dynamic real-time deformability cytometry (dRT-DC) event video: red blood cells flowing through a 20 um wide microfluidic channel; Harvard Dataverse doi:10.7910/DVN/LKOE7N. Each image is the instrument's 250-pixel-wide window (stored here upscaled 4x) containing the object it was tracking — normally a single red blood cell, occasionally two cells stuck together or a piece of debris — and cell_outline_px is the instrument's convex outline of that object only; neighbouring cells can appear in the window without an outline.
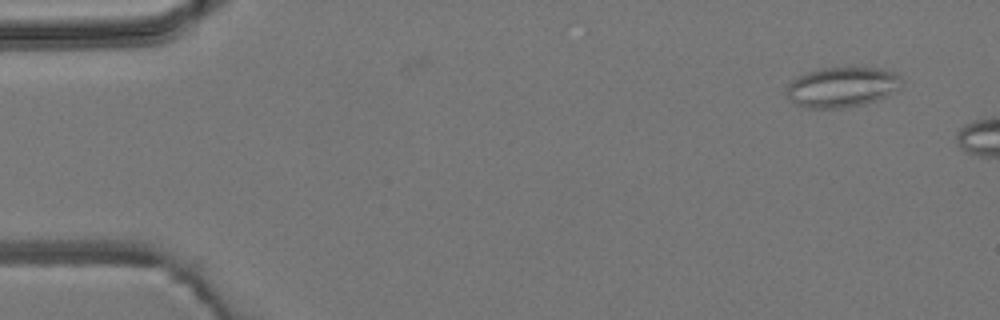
{"species": "common noctule bat (a hibernating species)", "species_latin": "Nyctalus noctula", "temperature_condition": "room temperature", "stored_images_in_passage": 2, "camera_frame_rate_fps": 3000, "um_per_image_px": 0.085, "animal": {"sex": "male", "body_mass_g": 19.2, "forearm_length_mm": 51.8}, "frame": {"image": 1, "passage_image": 2, "time_ms": 2.0, "image_size_px": [1000, 320], "cell_outline_px": [[900, 76], [896, 88], [884, 96], [876, 100], [864, 104], [844, 108], [808, 108], [792, 104], [788, 100], [788, 84], [792, 80], [808, 72], [820, 68], [884, 68], [896, 72]], "centroid_in_image_um": [71.51, 7.41], "position_along_channel_um": 13.5, "area_um2": 26.59}}